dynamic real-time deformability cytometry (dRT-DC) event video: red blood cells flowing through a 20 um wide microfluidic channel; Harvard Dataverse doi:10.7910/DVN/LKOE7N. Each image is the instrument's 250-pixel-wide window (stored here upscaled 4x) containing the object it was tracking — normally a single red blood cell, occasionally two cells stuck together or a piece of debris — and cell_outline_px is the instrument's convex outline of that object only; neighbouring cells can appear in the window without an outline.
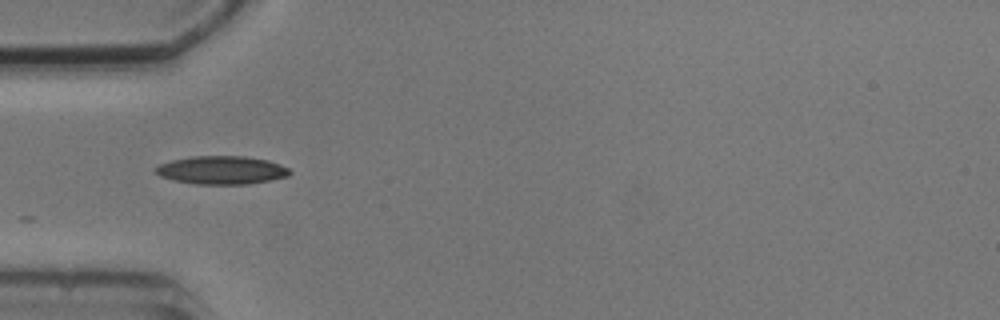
{"species": "common noctule bat (a hibernating species)", "species_latin": "Nyctalus noctula", "temperature_condition": "cold", "stored_images_in_passage": 4, "camera_frame_rate_fps": 3000, "um_per_image_px": 0.085, "animal": {"sex": "male", "body_mass_g": 20.5, "forearm_length_mm": 52.5}, "frame": {"image": 1, "passage_image": 2, "time_ms": 1.0, "image_size_px": [1000, 320], "cell_outline_px": [[292, 172], [288, 176], [248, 184], [196, 184], [176, 180], [160, 176], [152, 172], [152, 168], [160, 164], [172, 160], [192, 156], [244, 156], [268, 160], [280, 164], [288, 168]], "centroid_in_image_um": [18.81, 14.45], "position_along_channel_um": 66.2, "area_um2": 22.08}}
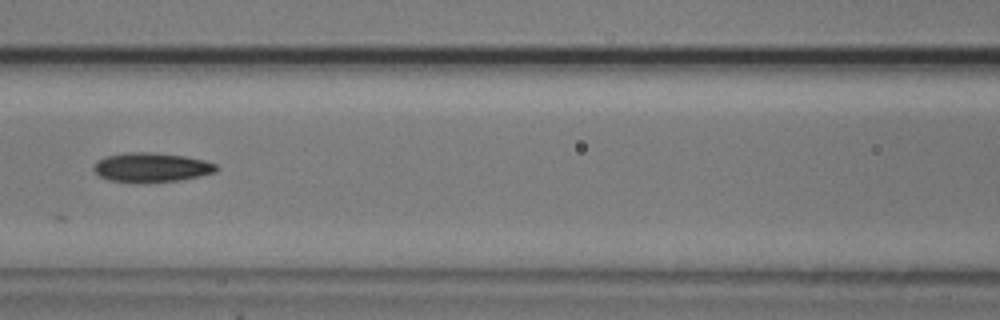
{"frame": {"image": 2, "passage_image": 4, "time_ms": 3.333, "image_size_px": [1000, 320], "cell_outline_px": [[216, 172], [200, 176], [180, 180], [108, 180], [100, 176], [92, 168], [96, 160], [108, 156], [124, 152], [148, 152], [184, 156], [204, 160], [216, 164]], "centroid_in_image_um": [12.87, 14.19], "position_along_channel_um": 153.7, "area_um2": 20.17}}